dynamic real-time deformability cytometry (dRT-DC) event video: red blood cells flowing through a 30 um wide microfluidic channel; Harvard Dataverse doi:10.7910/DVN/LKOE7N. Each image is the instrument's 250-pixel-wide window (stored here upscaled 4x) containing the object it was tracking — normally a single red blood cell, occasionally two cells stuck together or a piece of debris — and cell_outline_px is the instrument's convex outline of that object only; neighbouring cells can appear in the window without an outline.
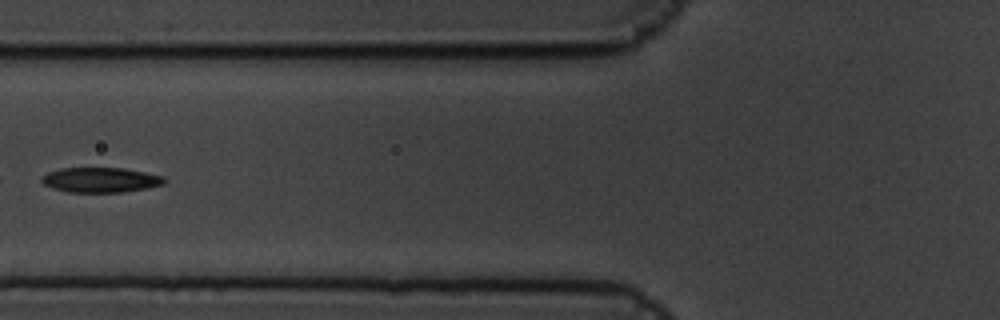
{"species": "common noctule bat (a hibernating species)", "species_latin": "Nyctalus noctula", "temperature_condition": "cold", "stored_images_in_passage": 11, "camera_frame_rate_fps": 3000, "um_per_image_px": 0.085, "animal": {"sex": "male", "body_mass_g": 19.5, "forearm_length_mm": 54.6}, "frame": {"image": 1, "passage_image": 7, "time_ms": 2.0, "image_size_px": [1000, 320], "cell_outline_px": [[168, 180], [164, 184], [148, 188], [120, 192], [68, 192], [52, 188], [44, 184], [40, 180], [48, 172], [60, 168], [120, 168], [144, 172], [164, 176]], "centroid_in_image_um": [8.57, 15.29], "position_along_channel_um": 117.2, "area_um2": 17.8}}
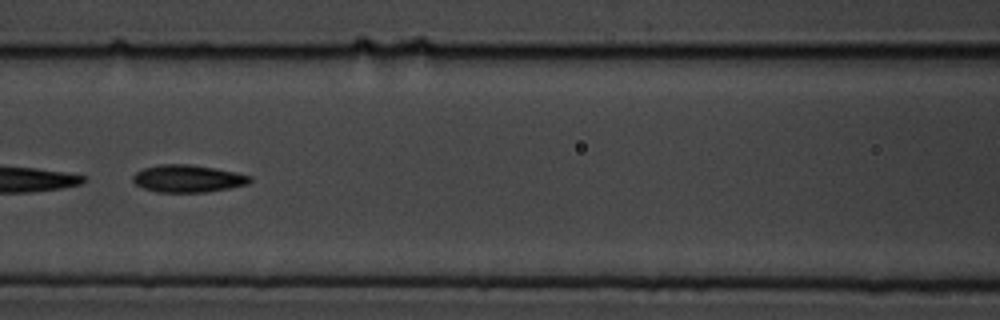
{"frame": {"image": 2, "passage_image": 8, "time_ms": 2.333, "image_size_px": [1000, 320], "cell_outline_px": [[252, 180], [248, 184], [228, 188], [204, 192], [156, 192], [144, 188], [136, 184], [132, 180], [132, 176], [136, 172], [144, 168], [160, 164], [188, 164], [216, 168], [236, 172], [252, 176]], "centroid_in_image_um": [15.97, 15.17], "position_along_channel_um": 150.6, "area_um2": 18.67}}